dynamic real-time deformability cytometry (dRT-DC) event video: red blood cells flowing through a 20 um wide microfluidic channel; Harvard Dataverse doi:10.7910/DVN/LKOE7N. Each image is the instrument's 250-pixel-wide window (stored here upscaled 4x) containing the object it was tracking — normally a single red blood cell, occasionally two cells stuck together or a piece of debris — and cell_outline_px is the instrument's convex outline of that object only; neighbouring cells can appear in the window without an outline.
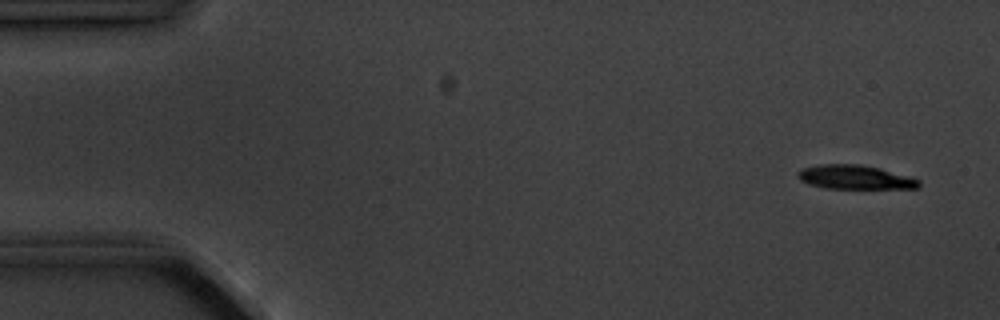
{"species": "common noctule bat (a hibernating species)", "species_latin": "Nyctalus noctula", "temperature_condition": "cold", "stored_images_in_passage": 6, "camera_frame_rate_fps": 3000, "um_per_image_px": 0.085, "animal": {"sex": "male", "body_mass_g": 20.1, "forearm_length_mm": 53.5}, "frame": {"image": 1, "passage_image": 1, "time_ms": 0.0, "image_size_px": [1000, 320], "cell_outline_px": [[920, 184], [916, 188], [824, 188], [808, 184], [800, 180], [796, 176], [796, 172], [800, 168], [820, 164], [860, 164], [880, 168], [920, 180]], "centroid_in_image_um": [72.58, 15.05], "position_along_channel_um": 12.4, "area_um2": 16.94}}
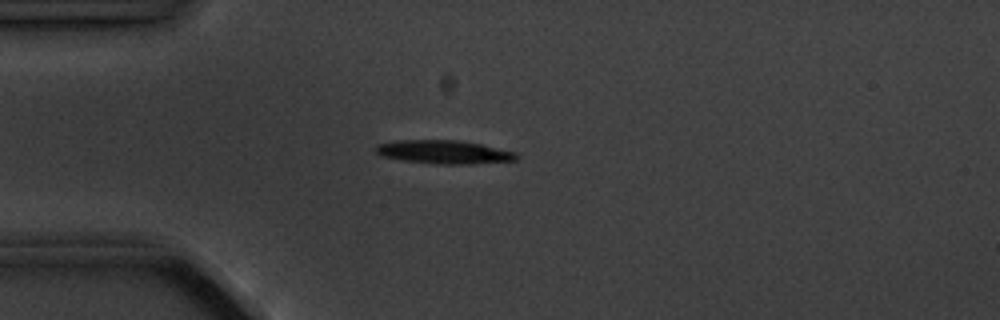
{"frame": {"image": 2, "passage_image": 4, "time_ms": 3.667, "image_size_px": [1000, 320], "cell_outline_px": [[516, 160], [472, 164], [436, 164], [404, 160], [380, 156], [376, 152], [376, 144], [396, 140], [456, 140], [480, 144], [516, 152]], "centroid_in_image_um": [37.69, 12.92], "position_along_channel_um": 47.3, "area_um2": 19.13}}